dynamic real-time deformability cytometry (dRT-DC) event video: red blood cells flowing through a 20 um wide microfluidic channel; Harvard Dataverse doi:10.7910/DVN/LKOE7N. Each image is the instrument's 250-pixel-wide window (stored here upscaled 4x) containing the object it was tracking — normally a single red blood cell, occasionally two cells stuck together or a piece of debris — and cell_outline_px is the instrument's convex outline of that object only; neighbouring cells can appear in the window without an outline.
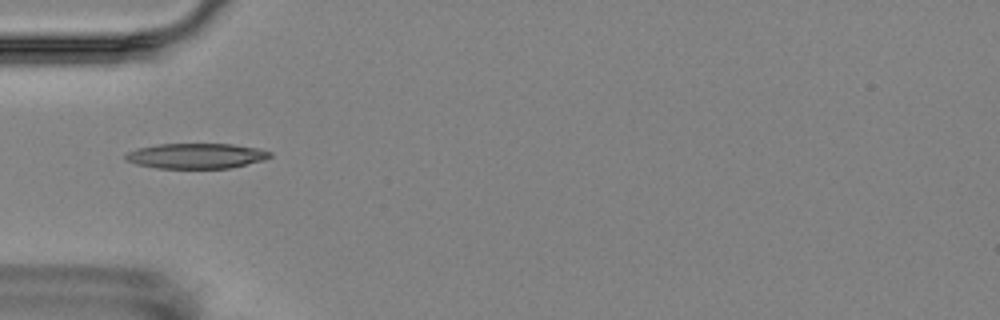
{"species": "Egyptian fruit bat (a non-hibernating species)", "species_latin": "Rousettus aegyptiacus", "temperature_condition": "room temperature", "stored_images_in_passage": 11, "camera_frame_rate_fps": 3000, "um_per_image_px": 0.085, "animal": {"sex": "female"}, "frame": {"image": 1, "passage_image": 1, "time_ms": 0.0, "image_size_px": [1000, 320], "cell_outline_px": [[272, 156], [264, 160], [232, 168], [156, 168], [136, 164], [124, 160], [124, 156], [128, 152], [136, 148], [156, 144], [232, 144], [256, 148], [272, 152]], "centroid_in_image_um": [16.66, 13.25], "position_along_channel_um": 68.3, "area_um2": 21.39}}
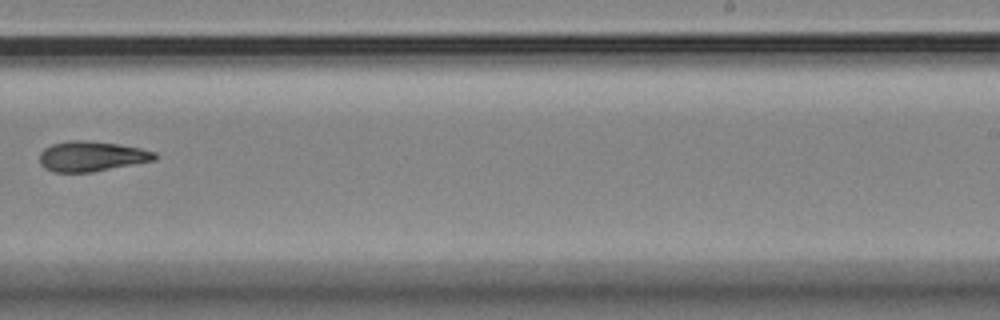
{"frame": {"image": 2, "passage_image": 6, "time_ms": 6.0, "image_size_px": [1000, 320], "cell_outline_px": [[160, 156], [156, 160], [92, 172], [52, 172], [44, 168], [40, 164], [40, 152], [44, 148], [52, 144], [68, 140], [84, 140], [120, 144], [140, 148], [156, 152]], "centroid_in_image_um": [7.8, 13.28], "position_along_channel_um": 281.2, "area_um2": 20.46}}
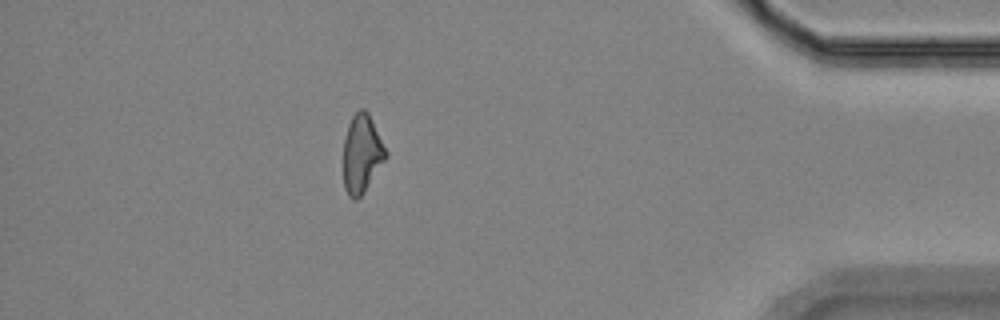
{"frame": {"image": 3, "passage_image": 10, "time_ms": 10.667, "image_size_px": [1000, 320], "cell_outline_px": [[388, 156], [364, 192], [356, 200], [352, 200], [348, 196], [344, 188], [344, 140], [348, 124], [352, 116], [360, 108], [364, 108], [368, 112], [388, 152]], "centroid_in_image_um": [30.76, 13.07], "position_along_channel_um": 404.4, "area_um2": 19.42}, "authors_computed_cell_mechanics": {"area_um2": 19.9988, "velocity_mm_per_s": 3.5496, "shape_relaxation_time_tau1_ms": null, "shape_relaxation_time_tau2_ms": 6.5009, "deformation_change_tau1": null, "deformation_change_tau2": 0.1387}}